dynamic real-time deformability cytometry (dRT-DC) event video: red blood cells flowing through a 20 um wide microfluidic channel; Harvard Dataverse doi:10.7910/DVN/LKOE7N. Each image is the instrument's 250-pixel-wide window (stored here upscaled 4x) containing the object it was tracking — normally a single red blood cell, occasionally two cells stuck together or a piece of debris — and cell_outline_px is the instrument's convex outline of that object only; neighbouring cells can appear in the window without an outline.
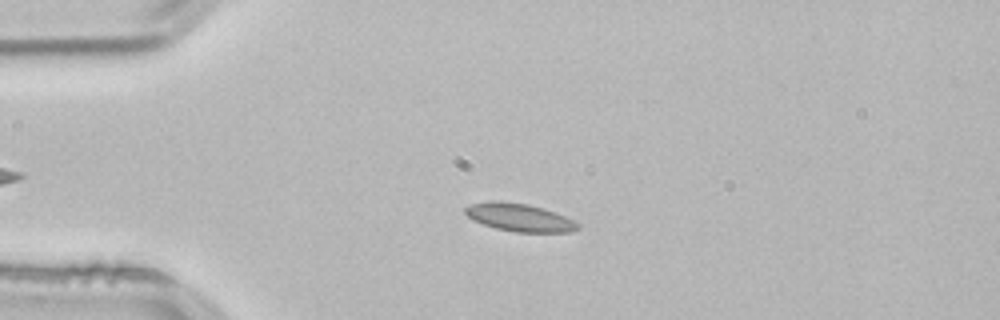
{"species": "common noctule bat (a hibernating species)", "species_latin": "Nyctalus noctula", "temperature_condition": "room temperature", "stored_images_in_passage": 53, "camera_frame_rate_fps": 3000, "um_per_image_px": 0.085, "animal": {"sex": "male", "body_mass_g": 21.5, "forearm_length_mm": 52.0}, "frame": {"image": 1, "passage_image": 13, "time_ms": 4.0, "image_size_px": [1000, 320], "cell_outline_px": [[580, 228], [572, 232], [516, 232], [496, 228], [472, 220], [464, 212], [464, 208], [472, 204], [488, 200], [500, 200], [528, 204], [544, 208], [556, 212], [580, 224]], "centroid_in_image_um": [44.15, 18.47], "position_along_channel_um": 40.8, "area_um2": 18.44}}
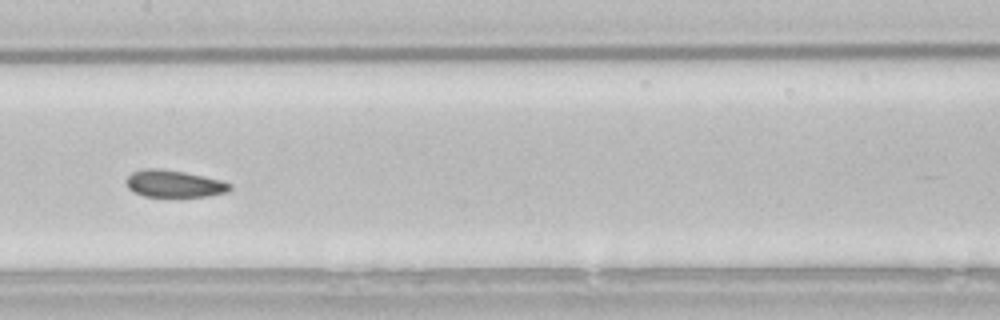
{"frame": {"image": 2, "passage_image": 27, "time_ms": 8.667, "image_size_px": [1000, 320], "cell_outline_px": [[232, 188], [228, 192], [204, 196], [144, 196], [132, 192], [128, 188], [128, 176], [132, 172], [144, 168], [160, 168], [184, 172], [224, 180], [232, 184]], "centroid_in_image_um": [14.83, 15.61], "position_along_channel_um": 192.6, "area_um2": 16.36}}
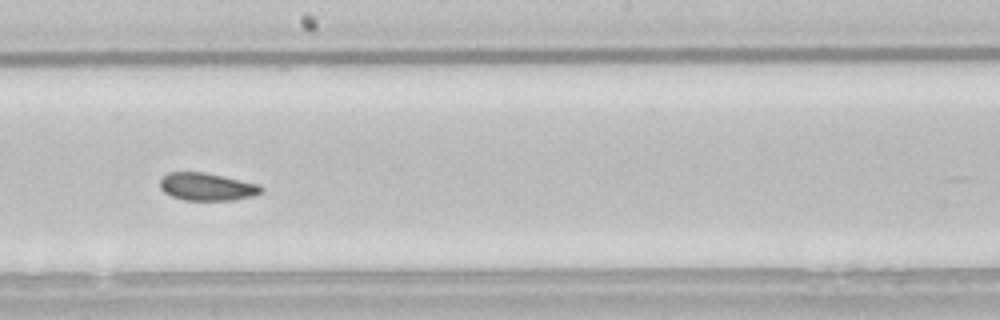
{"frame": {"image": 3, "passage_image": 30, "time_ms": 9.667, "image_size_px": [1000, 320], "cell_outline_px": [[264, 192], [252, 196], [232, 200], [184, 200], [172, 196], [164, 192], [160, 188], [160, 176], [168, 172], [204, 172], [260, 184], [264, 188]], "centroid_in_image_um": [17.59, 15.87], "position_along_channel_um": 230.6, "area_um2": 16.47}, "authors_computed_cell_mechanics": {"area_um2": 17.1666, "velocity_mm_per_s": 3.8182, "shape_relaxation_time_tau1_ms": 2.9998, "shape_relaxation_time_tau2_ms": 1.386, "deformation_change_tau1": 0.0799, "deformation_change_tau2": 0.0655}}